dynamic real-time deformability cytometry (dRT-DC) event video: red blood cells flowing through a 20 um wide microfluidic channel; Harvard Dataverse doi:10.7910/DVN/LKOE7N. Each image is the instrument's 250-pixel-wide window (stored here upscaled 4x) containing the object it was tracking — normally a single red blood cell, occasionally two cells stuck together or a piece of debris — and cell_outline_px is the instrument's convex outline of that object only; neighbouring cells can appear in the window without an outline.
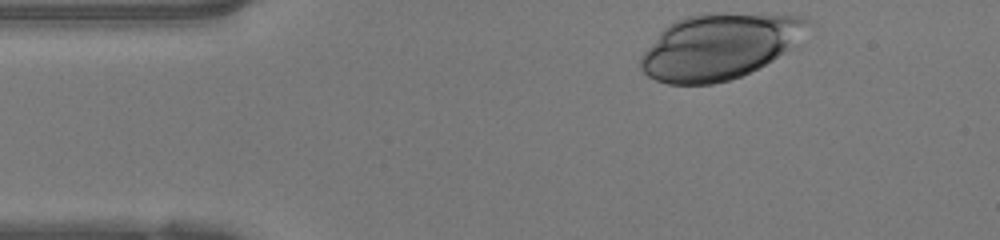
{"species": "human", "species_latin": "Homo sapiens", "temperature_condition": "warm", "stored_images_in_passage": 41, "camera_frame_rate_fps": 3000, "um_per_image_px": 0.085, "donor": {"sex": "female"}, "frame": {"image": 1, "passage_image": 1, "time_ms": 0.0, "image_size_px": [1000, 240], "cell_outline_px": [[812, 24], [788, 48], [772, 60], [740, 76], [728, 80], [712, 84], [668, 84], [656, 80], [648, 76], [640, 68], [640, 56], [660, 32], [668, 24], [684, 16], [704, 12], [724, 12], [800, 16], [812, 20]], "centroid_in_image_um": [61.09, 3.92], "position_along_channel_um": 23.9, "area_um2": 63.64}}